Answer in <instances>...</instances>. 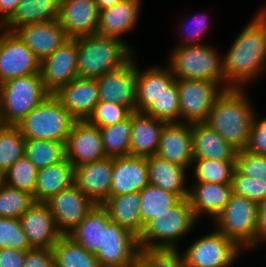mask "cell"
<instances>
[{"instance_id":"6da1fadb","label":"cell","mask_w":266,"mask_h":267,"mask_svg":"<svg viewBox=\"0 0 266 267\" xmlns=\"http://www.w3.org/2000/svg\"><path fill=\"white\" fill-rule=\"evenodd\" d=\"M222 62L224 81L230 87L245 88L247 82L266 73V9L238 34Z\"/></svg>"},{"instance_id":"7a4b0ae2","label":"cell","mask_w":266,"mask_h":267,"mask_svg":"<svg viewBox=\"0 0 266 267\" xmlns=\"http://www.w3.org/2000/svg\"><path fill=\"white\" fill-rule=\"evenodd\" d=\"M244 92V88L224 89L205 122L238 151L246 148L256 115Z\"/></svg>"},{"instance_id":"3957f363","label":"cell","mask_w":266,"mask_h":267,"mask_svg":"<svg viewBox=\"0 0 266 267\" xmlns=\"http://www.w3.org/2000/svg\"><path fill=\"white\" fill-rule=\"evenodd\" d=\"M78 78L96 79L126 65L134 56L128 42L98 34L78 37Z\"/></svg>"},{"instance_id":"277c9868","label":"cell","mask_w":266,"mask_h":267,"mask_svg":"<svg viewBox=\"0 0 266 267\" xmlns=\"http://www.w3.org/2000/svg\"><path fill=\"white\" fill-rule=\"evenodd\" d=\"M208 44L177 46L173 48L167 65L175 79L208 80L231 88L223 76L221 55Z\"/></svg>"},{"instance_id":"5b68a950","label":"cell","mask_w":266,"mask_h":267,"mask_svg":"<svg viewBox=\"0 0 266 267\" xmlns=\"http://www.w3.org/2000/svg\"><path fill=\"white\" fill-rule=\"evenodd\" d=\"M76 120L54 95H48L16 126L26 140L40 139L66 143Z\"/></svg>"},{"instance_id":"8992f818","label":"cell","mask_w":266,"mask_h":267,"mask_svg":"<svg viewBox=\"0 0 266 267\" xmlns=\"http://www.w3.org/2000/svg\"><path fill=\"white\" fill-rule=\"evenodd\" d=\"M197 219L188 199H182L169 212L157 215L138 238L139 248L178 249L177 241L187 235Z\"/></svg>"},{"instance_id":"52a82bcc","label":"cell","mask_w":266,"mask_h":267,"mask_svg":"<svg viewBox=\"0 0 266 267\" xmlns=\"http://www.w3.org/2000/svg\"><path fill=\"white\" fill-rule=\"evenodd\" d=\"M50 93L40 74L13 78L0 84V108L5 125L16 126Z\"/></svg>"},{"instance_id":"ba28073f","label":"cell","mask_w":266,"mask_h":267,"mask_svg":"<svg viewBox=\"0 0 266 267\" xmlns=\"http://www.w3.org/2000/svg\"><path fill=\"white\" fill-rule=\"evenodd\" d=\"M259 204L232 194L221 213L214 219L217 231L232 239L240 248H257Z\"/></svg>"},{"instance_id":"9c48e42d","label":"cell","mask_w":266,"mask_h":267,"mask_svg":"<svg viewBox=\"0 0 266 267\" xmlns=\"http://www.w3.org/2000/svg\"><path fill=\"white\" fill-rule=\"evenodd\" d=\"M240 248L232 239L217 231L197 238L183 252L188 267H230L240 256Z\"/></svg>"},{"instance_id":"30bf717a","label":"cell","mask_w":266,"mask_h":267,"mask_svg":"<svg viewBox=\"0 0 266 267\" xmlns=\"http://www.w3.org/2000/svg\"><path fill=\"white\" fill-rule=\"evenodd\" d=\"M179 93L180 122H206L218 96L224 91L219 83L208 80L176 79Z\"/></svg>"},{"instance_id":"8fae6325","label":"cell","mask_w":266,"mask_h":267,"mask_svg":"<svg viewBox=\"0 0 266 267\" xmlns=\"http://www.w3.org/2000/svg\"><path fill=\"white\" fill-rule=\"evenodd\" d=\"M0 39V84L7 80L40 74V60L15 32L6 31L3 25Z\"/></svg>"},{"instance_id":"7c38bea8","label":"cell","mask_w":266,"mask_h":267,"mask_svg":"<svg viewBox=\"0 0 266 267\" xmlns=\"http://www.w3.org/2000/svg\"><path fill=\"white\" fill-rule=\"evenodd\" d=\"M138 237L111 222L104 229L103 246L95 254L101 267H130L136 263Z\"/></svg>"},{"instance_id":"4fadbf2b","label":"cell","mask_w":266,"mask_h":267,"mask_svg":"<svg viewBox=\"0 0 266 267\" xmlns=\"http://www.w3.org/2000/svg\"><path fill=\"white\" fill-rule=\"evenodd\" d=\"M46 203L61 235H69L95 206L75 184L53 195Z\"/></svg>"},{"instance_id":"5bb4252c","label":"cell","mask_w":266,"mask_h":267,"mask_svg":"<svg viewBox=\"0 0 266 267\" xmlns=\"http://www.w3.org/2000/svg\"><path fill=\"white\" fill-rule=\"evenodd\" d=\"M77 53V40L69 38L40 62L41 79L50 94L56 93L61 87L78 77Z\"/></svg>"},{"instance_id":"9a60e30c","label":"cell","mask_w":266,"mask_h":267,"mask_svg":"<svg viewBox=\"0 0 266 267\" xmlns=\"http://www.w3.org/2000/svg\"><path fill=\"white\" fill-rule=\"evenodd\" d=\"M133 57L126 65L96 78L99 101L114 102L136 111V61Z\"/></svg>"},{"instance_id":"2e32d148","label":"cell","mask_w":266,"mask_h":267,"mask_svg":"<svg viewBox=\"0 0 266 267\" xmlns=\"http://www.w3.org/2000/svg\"><path fill=\"white\" fill-rule=\"evenodd\" d=\"M65 149L66 158L74 167L106 158L100 130L87 120L73 123Z\"/></svg>"},{"instance_id":"e0dca14e","label":"cell","mask_w":266,"mask_h":267,"mask_svg":"<svg viewBox=\"0 0 266 267\" xmlns=\"http://www.w3.org/2000/svg\"><path fill=\"white\" fill-rule=\"evenodd\" d=\"M98 20L95 0H61L58 21L69 38L95 35Z\"/></svg>"},{"instance_id":"ac0fdd59","label":"cell","mask_w":266,"mask_h":267,"mask_svg":"<svg viewBox=\"0 0 266 267\" xmlns=\"http://www.w3.org/2000/svg\"><path fill=\"white\" fill-rule=\"evenodd\" d=\"M112 171L113 158L110 157L77 166L74 184L95 205H102L109 198Z\"/></svg>"},{"instance_id":"d6986e66","label":"cell","mask_w":266,"mask_h":267,"mask_svg":"<svg viewBox=\"0 0 266 267\" xmlns=\"http://www.w3.org/2000/svg\"><path fill=\"white\" fill-rule=\"evenodd\" d=\"M54 95L76 121L88 120L99 102L96 79L76 78Z\"/></svg>"},{"instance_id":"ffe728a7","label":"cell","mask_w":266,"mask_h":267,"mask_svg":"<svg viewBox=\"0 0 266 267\" xmlns=\"http://www.w3.org/2000/svg\"><path fill=\"white\" fill-rule=\"evenodd\" d=\"M156 155L182 167H192V124L169 122L164 125Z\"/></svg>"},{"instance_id":"44dd1931","label":"cell","mask_w":266,"mask_h":267,"mask_svg":"<svg viewBox=\"0 0 266 267\" xmlns=\"http://www.w3.org/2000/svg\"><path fill=\"white\" fill-rule=\"evenodd\" d=\"M19 219L32 248L52 249L62 236L46 202H35Z\"/></svg>"},{"instance_id":"7402d4cb","label":"cell","mask_w":266,"mask_h":267,"mask_svg":"<svg viewBox=\"0 0 266 267\" xmlns=\"http://www.w3.org/2000/svg\"><path fill=\"white\" fill-rule=\"evenodd\" d=\"M148 184L146 157L128 155L113 158L112 183L109 197L141 192Z\"/></svg>"},{"instance_id":"603a6c76","label":"cell","mask_w":266,"mask_h":267,"mask_svg":"<svg viewBox=\"0 0 266 267\" xmlns=\"http://www.w3.org/2000/svg\"><path fill=\"white\" fill-rule=\"evenodd\" d=\"M15 33L40 62L69 39L58 19L25 25L18 28Z\"/></svg>"},{"instance_id":"cb8c5ba5","label":"cell","mask_w":266,"mask_h":267,"mask_svg":"<svg viewBox=\"0 0 266 267\" xmlns=\"http://www.w3.org/2000/svg\"><path fill=\"white\" fill-rule=\"evenodd\" d=\"M141 0H122L99 11L97 33L100 36L122 39L139 21Z\"/></svg>"},{"instance_id":"d4e9b609","label":"cell","mask_w":266,"mask_h":267,"mask_svg":"<svg viewBox=\"0 0 266 267\" xmlns=\"http://www.w3.org/2000/svg\"><path fill=\"white\" fill-rule=\"evenodd\" d=\"M166 123L144 112H132L130 156L156 155L161 133Z\"/></svg>"},{"instance_id":"484cf974","label":"cell","mask_w":266,"mask_h":267,"mask_svg":"<svg viewBox=\"0 0 266 267\" xmlns=\"http://www.w3.org/2000/svg\"><path fill=\"white\" fill-rule=\"evenodd\" d=\"M188 188L187 199L196 219L207 214L214 221L233 194L231 184L193 183Z\"/></svg>"},{"instance_id":"4316f807","label":"cell","mask_w":266,"mask_h":267,"mask_svg":"<svg viewBox=\"0 0 266 267\" xmlns=\"http://www.w3.org/2000/svg\"><path fill=\"white\" fill-rule=\"evenodd\" d=\"M194 159L236 161L238 150L205 122L192 124Z\"/></svg>"},{"instance_id":"83f0119b","label":"cell","mask_w":266,"mask_h":267,"mask_svg":"<svg viewBox=\"0 0 266 267\" xmlns=\"http://www.w3.org/2000/svg\"><path fill=\"white\" fill-rule=\"evenodd\" d=\"M138 68L136 65V111L145 112L175 81V77L168 66H154L144 72Z\"/></svg>"},{"instance_id":"f1b7e54d","label":"cell","mask_w":266,"mask_h":267,"mask_svg":"<svg viewBox=\"0 0 266 267\" xmlns=\"http://www.w3.org/2000/svg\"><path fill=\"white\" fill-rule=\"evenodd\" d=\"M146 160L149 184L178 194L182 199L188 198L189 188L185 184L188 168L162 159L158 155L147 156Z\"/></svg>"},{"instance_id":"f546056e","label":"cell","mask_w":266,"mask_h":267,"mask_svg":"<svg viewBox=\"0 0 266 267\" xmlns=\"http://www.w3.org/2000/svg\"><path fill=\"white\" fill-rule=\"evenodd\" d=\"M75 167L65 158L63 161L39 169L35 192V202H47L53 195L72 186L75 179Z\"/></svg>"},{"instance_id":"4dcf8cb0","label":"cell","mask_w":266,"mask_h":267,"mask_svg":"<svg viewBox=\"0 0 266 267\" xmlns=\"http://www.w3.org/2000/svg\"><path fill=\"white\" fill-rule=\"evenodd\" d=\"M111 222L105 208L95 205L68 236L89 253L96 254L103 246L104 229Z\"/></svg>"},{"instance_id":"1f68e13d","label":"cell","mask_w":266,"mask_h":267,"mask_svg":"<svg viewBox=\"0 0 266 267\" xmlns=\"http://www.w3.org/2000/svg\"><path fill=\"white\" fill-rule=\"evenodd\" d=\"M140 200V192H132L109 197L102 206L108 212L112 222L139 238L141 235Z\"/></svg>"},{"instance_id":"d6a6232c","label":"cell","mask_w":266,"mask_h":267,"mask_svg":"<svg viewBox=\"0 0 266 267\" xmlns=\"http://www.w3.org/2000/svg\"><path fill=\"white\" fill-rule=\"evenodd\" d=\"M61 0H21L13 16L3 25L9 32L18 28L58 19Z\"/></svg>"},{"instance_id":"836d02e7","label":"cell","mask_w":266,"mask_h":267,"mask_svg":"<svg viewBox=\"0 0 266 267\" xmlns=\"http://www.w3.org/2000/svg\"><path fill=\"white\" fill-rule=\"evenodd\" d=\"M140 217H141V234L146 224H148L157 215L169 212L176 206L182 198L175 193H170L161 188L148 184L140 192Z\"/></svg>"},{"instance_id":"e575fe53","label":"cell","mask_w":266,"mask_h":267,"mask_svg":"<svg viewBox=\"0 0 266 267\" xmlns=\"http://www.w3.org/2000/svg\"><path fill=\"white\" fill-rule=\"evenodd\" d=\"M55 267H101L95 254L89 253L68 235H62L52 248Z\"/></svg>"},{"instance_id":"d590c367","label":"cell","mask_w":266,"mask_h":267,"mask_svg":"<svg viewBox=\"0 0 266 267\" xmlns=\"http://www.w3.org/2000/svg\"><path fill=\"white\" fill-rule=\"evenodd\" d=\"M24 156L39 170L66 158L65 143L40 139L26 140Z\"/></svg>"},{"instance_id":"8d00e7d4","label":"cell","mask_w":266,"mask_h":267,"mask_svg":"<svg viewBox=\"0 0 266 267\" xmlns=\"http://www.w3.org/2000/svg\"><path fill=\"white\" fill-rule=\"evenodd\" d=\"M106 157L130 155L131 115L115 125L99 128Z\"/></svg>"},{"instance_id":"74e56055","label":"cell","mask_w":266,"mask_h":267,"mask_svg":"<svg viewBox=\"0 0 266 267\" xmlns=\"http://www.w3.org/2000/svg\"><path fill=\"white\" fill-rule=\"evenodd\" d=\"M192 164L195 183L231 184L236 169V161L193 159Z\"/></svg>"},{"instance_id":"f35d334b","label":"cell","mask_w":266,"mask_h":267,"mask_svg":"<svg viewBox=\"0 0 266 267\" xmlns=\"http://www.w3.org/2000/svg\"><path fill=\"white\" fill-rule=\"evenodd\" d=\"M25 141L17 126L5 125L0 129V167L5 173L25 155Z\"/></svg>"},{"instance_id":"ab89813d","label":"cell","mask_w":266,"mask_h":267,"mask_svg":"<svg viewBox=\"0 0 266 267\" xmlns=\"http://www.w3.org/2000/svg\"><path fill=\"white\" fill-rule=\"evenodd\" d=\"M34 203L30 192L6 184L0 186V217L19 219Z\"/></svg>"},{"instance_id":"60d3db41","label":"cell","mask_w":266,"mask_h":267,"mask_svg":"<svg viewBox=\"0 0 266 267\" xmlns=\"http://www.w3.org/2000/svg\"><path fill=\"white\" fill-rule=\"evenodd\" d=\"M136 263L140 267H188L178 249L139 248Z\"/></svg>"},{"instance_id":"b9f144b4","label":"cell","mask_w":266,"mask_h":267,"mask_svg":"<svg viewBox=\"0 0 266 267\" xmlns=\"http://www.w3.org/2000/svg\"><path fill=\"white\" fill-rule=\"evenodd\" d=\"M144 113L167 123L180 122L179 93L176 79Z\"/></svg>"},{"instance_id":"7bdbcfd3","label":"cell","mask_w":266,"mask_h":267,"mask_svg":"<svg viewBox=\"0 0 266 267\" xmlns=\"http://www.w3.org/2000/svg\"><path fill=\"white\" fill-rule=\"evenodd\" d=\"M38 169L23 156L15 162L5 174V184L30 192H35Z\"/></svg>"},{"instance_id":"ee69618b","label":"cell","mask_w":266,"mask_h":267,"mask_svg":"<svg viewBox=\"0 0 266 267\" xmlns=\"http://www.w3.org/2000/svg\"><path fill=\"white\" fill-rule=\"evenodd\" d=\"M2 248L21 251L32 249L20 219L0 217V249Z\"/></svg>"},{"instance_id":"f6af8a7d","label":"cell","mask_w":266,"mask_h":267,"mask_svg":"<svg viewBox=\"0 0 266 267\" xmlns=\"http://www.w3.org/2000/svg\"><path fill=\"white\" fill-rule=\"evenodd\" d=\"M131 113L126 106L99 101L87 121L98 128L108 127L127 119Z\"/></svg>"},{"instance_id":"bcb514c9","label":"cell","mask_w":266,"mask_h":267,"mask_svg":"<svg viewBox=\"0 0 266 267\" xmlns=\"http://www.w3.org/2000/svg\"><path fill=\"white\" fill-rule=\"evenodd\" d=\"M231 186L234 194L244 196L258 204L266 201V180L244 176L235 169Z\"/></svg>"},{"instance_id":"7dc6e473","label":"cell","mask_w":266,"mask_h":267,"mask_svg":"<svg viewBox=\"0 0 266 267\" xmlns=\"http://www.w3.org/2000/svg\"><path fill=\"white\" fill-rule=\"evenodd\" d=\"M236 169L244 176L266 180V155L240 150L237 152Z\"/></svg>"},{"instance_id":"c3c4849f","label":"cell","mask_w":266,"mask_h":267,"mask_svg":"<svg viewBox=\"0 0 266 267\" xmlns=\"http://www.w3.org/2000/svg\"><path fill=\"white\" fill-rule=\"evenodd\" d=\"M194 20H191V22L187 23L186 20L179 23L180 27H182L181 30V36L184 35L183 39L184 41L178 44V46H188V45H200L202 42L200 41L202 38V35L207 32V28L209 27L210 21H207V14H199L193 18ZM183 23V24H182ZM183 25V26H181Z\"/></svg>"},{"instance_id":"681fc988","label":"cell","mask_w":266,"mask_h":267,"mask_svg":"<svg viewBox=\"0 0 266 267\" xmlns=\"http://www.w3.org/2000/svg\"><path fill=\"white\" fill-rule=\"evenodd\" d=\"M257 114L254 117L252 130L246 150L253 154L266 155V117L258 119Z\"/></svg>"},{"instance_id":"f907efd6","label":"cell","mask_w":266,"mask_h":267,"mask_svg":"<svg viewBox=\"0 0 266 267\" xmlns=\"http://www.w3.org/2000/svg\"><path fill=\"white\" fill-rule=\"evenodd\" d=\"M23 267H55L52 249L32 248L27 250Z\"/></svg>"},{"instance_id":"816d5d0a","label":"cell","mask_w":266,"mask_h":267,"mask_svg":"<svg viewBox=\"0 0 266 267\" xmlns=\"http://www.w3.org/2000/svg\"><path fill=\"white\" fill-rule=\"evenodd\" d=\"M26 251L0 249V267H23Z\"/></svg>"},{"instance_id":"f5cc1de1","label":"cell","mask_w":266,"mask_h":267,"mask_svg":"<svg viewBox=\"0 0 266 267\" xmlns=\"http://www.w3.org/2000/svg\"><path fill=\"white\" fill-rule=\"evenodd\" d=\"M21 0H0V25H4L15 13Z\"/></svg>"},{"instance_id":"db71d44e","label":"cell","mask_w":266,"mask_h":267,"mask_svg":"<svg viewBox=\"0 0 266 267\" xmlns=\"http://www.w3.org/2000/svg\"><path fill=\"white\" fill-rule=\"evenodd\" d=\"M266 242V201L259 204L257 222V245Z\"/></svg>"},{"instance_id":"11a10c76","label":"cell","mask_w":266,"mask_h":267,"mask_svg":"<svg viewBox=\"0 0 266 267\" xmlns=\"http://www.w3.org/2000/svg\"><path fill=\"white\" fill-rule=\"evenodd\" d=\"M120 1L122 0H95L99 11L108 7H112L115 4L119 3Z\"/></svg>"},{"instance_id":"9f6ffc18","label":"cell","mask_w":266,"mask_h":267,"mask_svg":"<svg viewBox=\"0 0 266 267\" xmlns=\"http://www.w3.org/2000/svg\"><path fill=\"white\" fill-rule=\"evenodd\" d=\"M5 174L4 170L0 167V186L5 184Z\"/></svg>"},{"instance_id":"6f0895ef","label":"cell","mask_w":266,"mask_h":267,"mask_svg":"<svg viewBox=\"0 0 266 267\" xmlns=\"http://www.w3.org/2000/svg\"><path fill=\"white\" fill-rule=\"evenodd\" d=\"M4 126H5V124L3 122L2 112H1V108H0V129H2Z\"/></svg>"},{"instance_id":"680465c9","label":"cell","mask_w":266,"mask_h":267,"mask_svg":"<svg viewBox=\"0 0 266 267\" xmlns=\"http://www.w3.org/2000/svg\"><path fill=\"white\" fill-rule=\"evenodd\" d=\"M130 267H140V266L137 263H135L134 265H132Z\"/></svg>"}]
</instances>
